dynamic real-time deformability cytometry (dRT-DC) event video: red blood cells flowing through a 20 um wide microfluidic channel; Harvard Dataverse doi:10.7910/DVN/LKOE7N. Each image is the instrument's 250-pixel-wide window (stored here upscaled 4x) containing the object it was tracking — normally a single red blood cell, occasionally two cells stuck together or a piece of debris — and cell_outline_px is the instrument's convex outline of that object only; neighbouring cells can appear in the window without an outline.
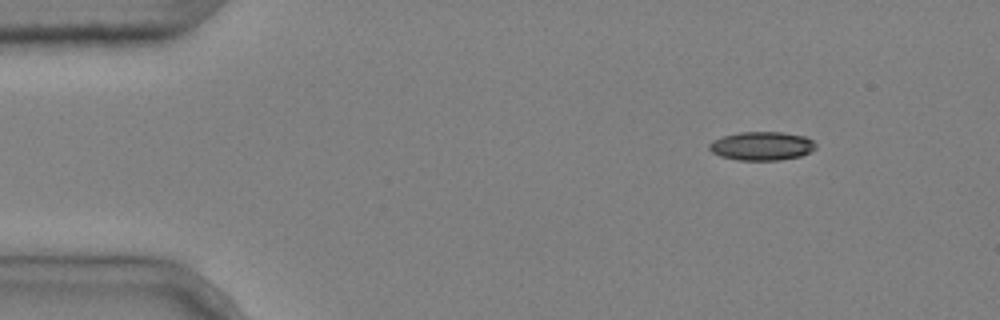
{"species": "common noctule bat (a hibernating species)", "species_latin": "Nyctalus noctula", "temperature_condition": "cold", "stored_images_in_passage": 4, "segment_of_instrument_passage": [1, 2], "camera_frame_rate_fps": 3000, "um_per_image_px": 0.085, "animal": {"sex": "male", "body_mass_g": 20.4}, "frame": {"image": 1, "passage_image": 1, "time_ms": 0.0, "image_size_px": [1000, 320], "cell_outline_px": [[816, 148], [800, 156], [780, 160], [736, 160], [720, 156], [712, 152], [708, 148], [708, 144], [712, 140], [724, 136], [740, 132], [784, 132], [808, 136], [816, 144]], "centroid_in_image_um": [64.75, 12.4], "position_along_channel_um": 20.2, "area_um2": 17.92}}
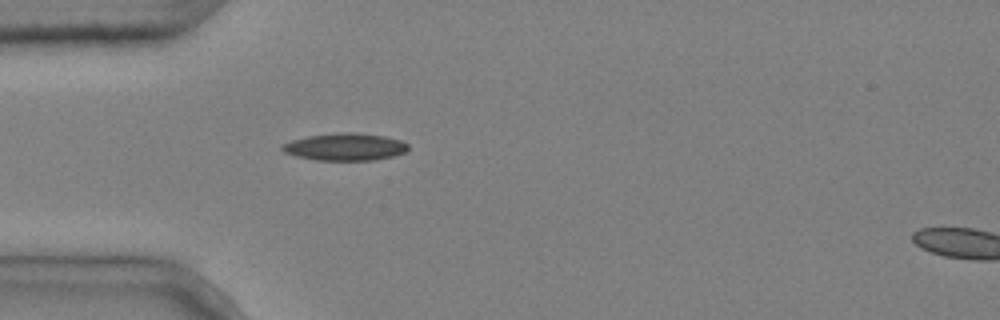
{"frame": {"image": 2, "passage_image": 3, "time_ms": 0.667, "image_size_px": [1000, 320], "cell_outline_px": [[408, 148], [404, 152], [392, 156], [376, 160], [316, 160], [296, 156], [284, 152], [280, 148], [284, 144], [292, 140], [308, 136], [344, 132], [356, 132], [384, 136], [400, 140], [408, 144]], "centroid_in_image_um": [29.33, 12.48], "position_along_channel_um": 55.7, "area_um2": 19.88}}